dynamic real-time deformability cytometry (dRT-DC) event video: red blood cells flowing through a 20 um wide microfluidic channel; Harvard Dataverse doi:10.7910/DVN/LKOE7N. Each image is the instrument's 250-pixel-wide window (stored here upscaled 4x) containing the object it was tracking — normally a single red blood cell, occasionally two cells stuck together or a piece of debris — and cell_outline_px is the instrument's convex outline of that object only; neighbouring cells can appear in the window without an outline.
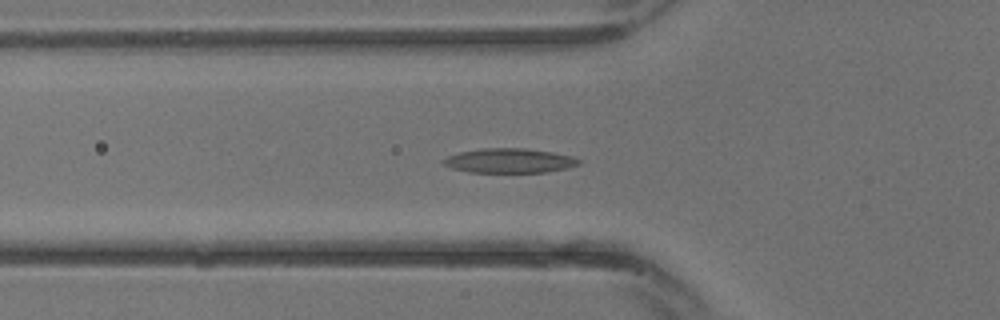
{"species": "common noctule bat (a hibernating species)", "species_latin": "Nyctalus noctula", "temperature_condition": "warm", "stored_images_in_passage": 13, "camera_frame_rate_fps": 3000, "um_per_image_px": 0.085, "animal": {"sex": "male", "body_mass_g": 13.3}, "frame": {"image": 1, "passage_image": 5, "time_ms": 1.333, "image_size_px": [1000, 320], "cell_outline_px": [[580, 164], [568, 168], [548, 172], [468, 172], [452, 168], [444, 164], [440, 160], [448, 156], [460, 152], [484, 148], [524, 148], [552, 152], [572, 156], [580, 160]], "centroid_in_image_um": [43.31, 13.66], "position_along_channel_um": 82.5, "area_um2": 19.31}}
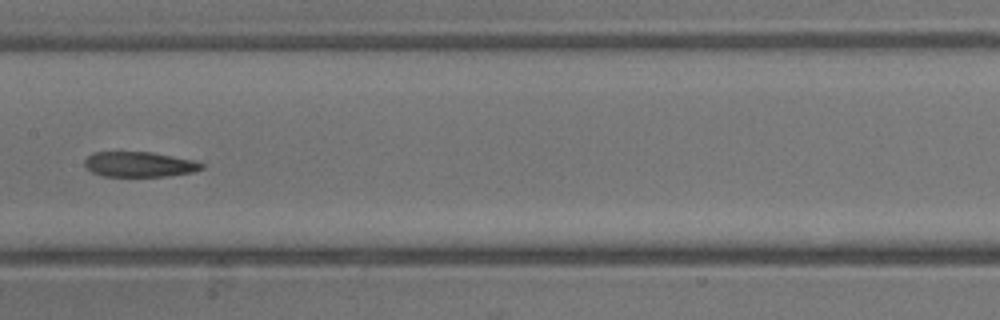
{"frame": {"image": 2, "passage_image": 10, "time_ms": 3.0, "image_size_px": [1000, 320], "cell_outline_px": [[204, 168], [192, 172], [168, 176], [104, 176], [92, 172], [84, 164], [84, 160], [92, 152], [152, 152], [196, 160], [204, 164]], "centroid_in_image_um": [11.87, 13.96], "position_along_channel_um": 195.5, "area_um2": 17.22}}
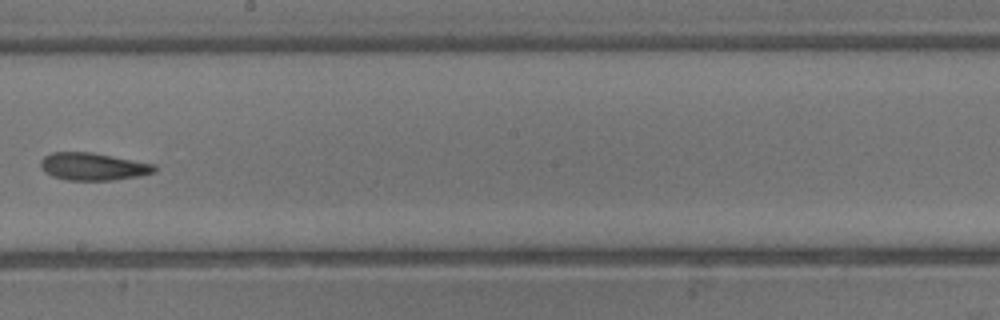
{"frame": {"image": 3, "passage_image": 12, "time_ms": 3.667, "image_size_px": [1000, 320], "cell_outline_px": [[156, 172], [140, 176], [112, 180], [68, 180], [52, 176], [44, 172], [40, 168], [40, 160], [44, 156], [52, 152], [92, 152], [156, 164]], "centroid_in_image_um": [7.91, 14.15], "position_along_channel_um": 240.3, "area_um2": 18.44}}